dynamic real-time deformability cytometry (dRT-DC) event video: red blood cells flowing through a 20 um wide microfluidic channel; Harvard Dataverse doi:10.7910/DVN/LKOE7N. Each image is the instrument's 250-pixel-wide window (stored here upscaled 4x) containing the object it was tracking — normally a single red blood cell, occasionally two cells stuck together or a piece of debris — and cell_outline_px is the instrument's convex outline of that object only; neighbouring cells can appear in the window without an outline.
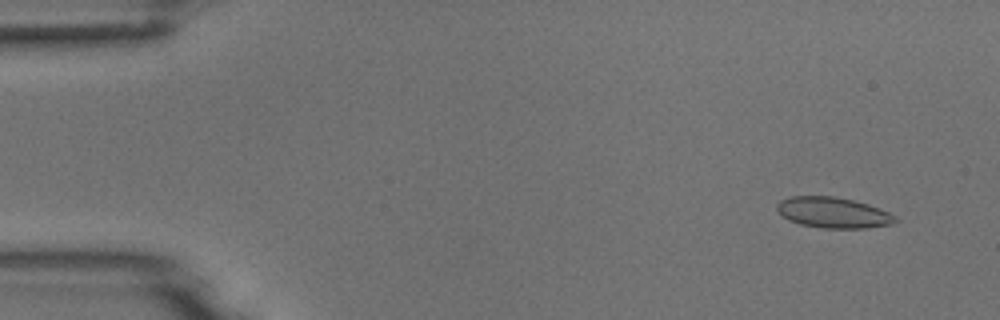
{"species": "common noctule bat (a hibernating species)", "species_latin": "Nyctalus noctula", "temperature_condition": "room temperature", "stored_images_in_passage": 4, "camera_frame_rate_fps": 3000, "um_per_image_px": 0.085, "animal": {"sex": "male", "body_mass_g": 18.8}, "frame": {"image": 1, "passage_image": 1, "time_ms": 0.0, "image_size_px": [1000, 320], "cell_outline_px": [[900, 220], [892, 224], [868, 228], [820, 228], [800, 224], [788, 220], [780, 216], [776, 208], [776, 204], [780, 200], [788, 196], [832, 196], [852, 200], [868, 204], [888, 212], [896, 216]], "centroid_in_image_um": [70.79, 18.08], "position_along_channel_um": 14.2, "area_um2": 21.44}}
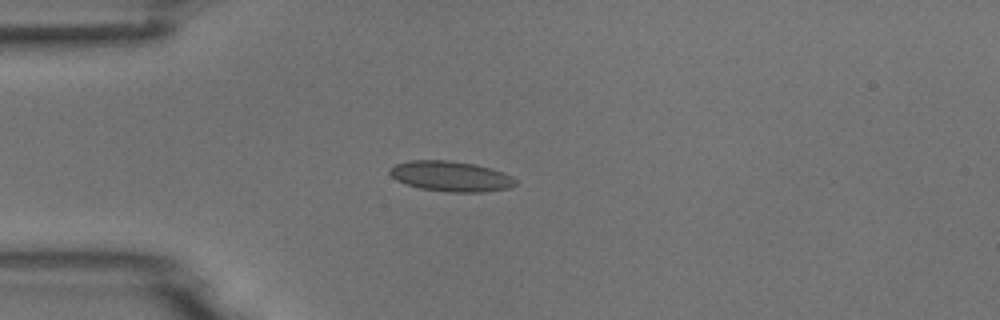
{"frame": {"image": 2, "passage_image": 4, "time_ms": 3.333, "image_size_px": [1000, 320], "cell_outline_px": [[516, 184], [508, 188], [484, 192], [448, 192], [420, 188], [396, 180], [388, 172], [396, 164], [408, 160], [448, 160], [476, 164], [492, 168], [504, 172], [512, 176], [516, 180]], "centroid_in_image_um": [38.35, 14.98], "position_along_channel_um": 46.7, "area_um2": 22.25}}